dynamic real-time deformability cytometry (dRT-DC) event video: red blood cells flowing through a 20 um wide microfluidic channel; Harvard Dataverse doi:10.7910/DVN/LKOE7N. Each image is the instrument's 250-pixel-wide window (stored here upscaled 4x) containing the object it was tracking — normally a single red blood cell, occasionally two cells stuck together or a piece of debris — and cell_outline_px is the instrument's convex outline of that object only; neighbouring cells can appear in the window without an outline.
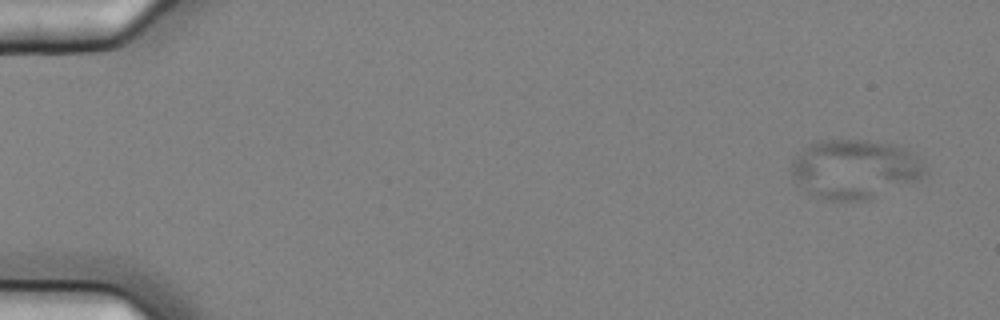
{"species": "common noctule bat (a hibernating species)", "species_latin": "Nyctalus noctula", "temperature_condition": "cold", "stored_images_in_passage": 5, "camera_frame_rate_fps": 3000, "um_per_image_px": 0.085, "animal": {"sex": "female", "body_mass_g": 25.1}, "frame": {"image": 1, "passage_image": 1, "time_ms": 0.0, "image_size_px": [1000, 320], "cell_outline_px": [[928, 172], [920, 180], [872, 200], [824, 200], [808, 196], [792, 176], [792, 160], [808, 144], [820, 140], [868, 140], [896, 144], [908, 148], [924, 164]], "centroid_in_image_um": [72.69, 14.39], "position_along_channel_um": 12.3, "area_um2": 47.11}}